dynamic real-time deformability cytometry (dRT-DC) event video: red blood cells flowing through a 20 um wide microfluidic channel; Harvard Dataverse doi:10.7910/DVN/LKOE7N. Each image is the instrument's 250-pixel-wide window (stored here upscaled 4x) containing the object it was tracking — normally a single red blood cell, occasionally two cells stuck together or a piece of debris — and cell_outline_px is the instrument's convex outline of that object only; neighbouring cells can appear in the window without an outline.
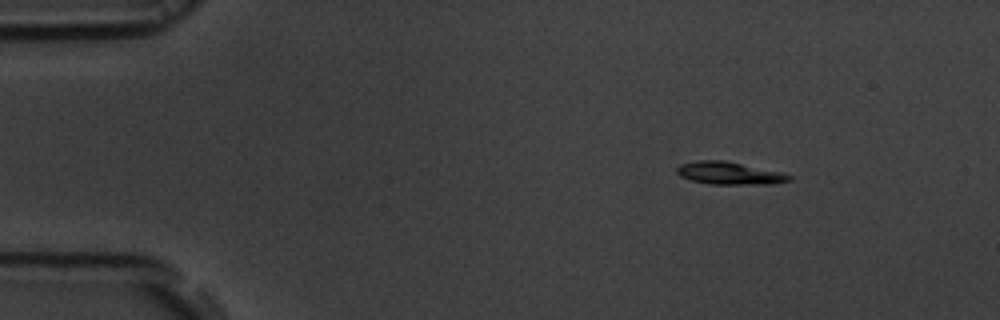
{"species": "common noctule bat (a hibernating species)", "species_latin": "Nyctalus noctula", "temperature_condition": "room temperature", "stored_images_in_passage": 53, "camera_frame_rate_fps": 3000, "um_per_image_px": 0.085, "animal": {"sex": "male", "body_mass_g": 19.5, "forearm_length_mm": 54.6}, "frame": {"image": 1, "passage_image": 7, "time_ms": 2.0, "image_size_px": [1000, 320], "cell_outline_px": [[792, 180], [768, 184], [712, 184], [692, 180], [680, 176], [676, 172], [676, 168], [680, 164], [696, 160], [724, 160], [784, 172], [792, 176]], "centroid_in_image_um": [62.01, 14.71], "position_along_channel_um": 23.0, "area_um2": 14.85}}
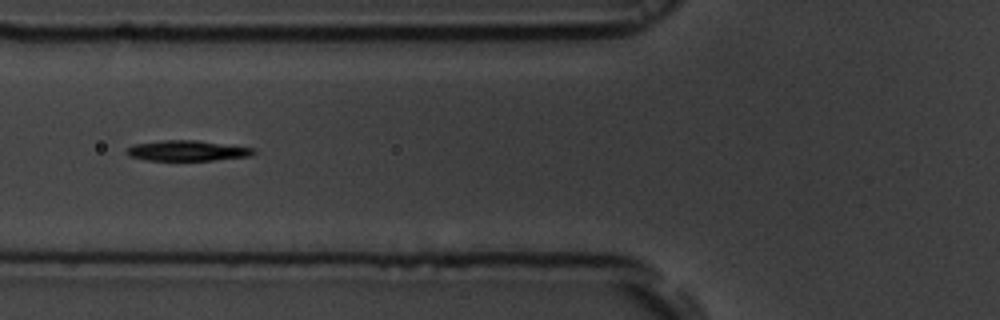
{"frame": {"image": 2, "passage_image": 20, "time_ms": 6.333, "image_size_px": [1000, 320], "cell_outline_px": [[256, 152], [252, 156], [212, 160], [144, 160], [128, 156], [124, 152], [132, 144], [164, 140], [196, 140], [256, 148]], "centroid_in_image_um": [15.91, 12.81], "position_along_channel_um": 109.9, "area_um2": 15.26}}
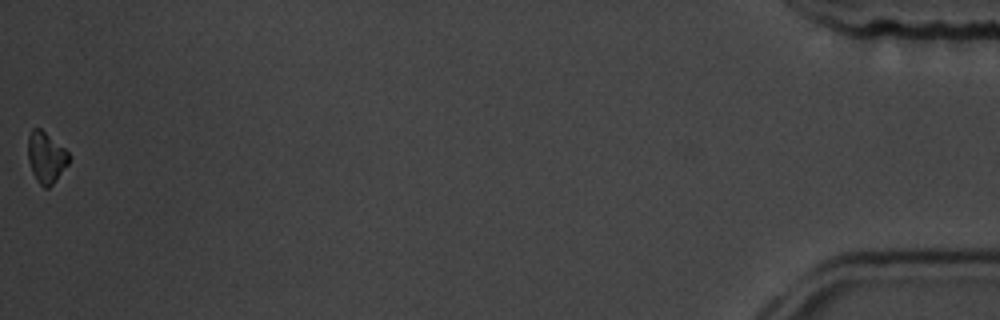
{"frame": {"image": 3, "passage_image": 53, "time_ms": 17.333, "image_size_px": [1000, 320], "cell_outline_px": [[68, 164], [52, 184], [48, 188], [44, 188], [36, 180], [32, 172], [28, 160], [28, 136], [32, 128], [40, 128], [64, 148], [68, 152]], "centroid_in_image_um": [3.89, 13.37], "position_along_channel_um": 431.3, "area_um2": 11.96}, "authors_computed_cell_mechanics": {"area_um2": 14.1032, "velocity_mm_per_s": 3.8165, "shape_relaxation_time_tau1_ms": 6.2604, "shape_relaxation_time_tau2_ms": null, "deformation_change_tau1": 0.2187, "deformation_change_tau2": null}}